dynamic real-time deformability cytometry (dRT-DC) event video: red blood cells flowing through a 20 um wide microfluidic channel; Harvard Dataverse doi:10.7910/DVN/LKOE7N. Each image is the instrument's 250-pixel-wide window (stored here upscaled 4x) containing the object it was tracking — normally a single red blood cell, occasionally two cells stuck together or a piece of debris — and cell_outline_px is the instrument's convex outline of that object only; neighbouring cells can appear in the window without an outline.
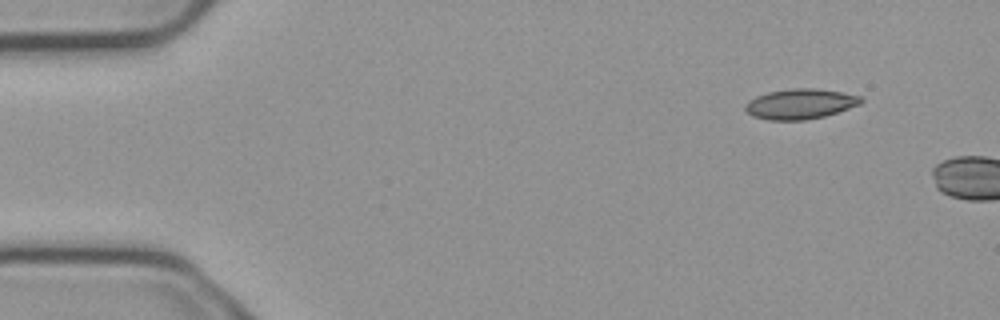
{"species": "common noctule bat (a hibernating species)", "species_latin": "Nyctalus noctula", "temperature_condition": "cold", "stored_images_in_passage": 4, "camera_frame_rate_fps": 3000, "um_per_image_px": 0.085, "animal": {"sex": "male", "body_mass_g": 23.1, "forearm_length_mm": 52.7}, "frame": {"image": 1, "passage_image": 4, "time_ms": 1.0, "image_size_px": [1000, 320], "cell_outline_px": [[864, 100], [860, 104], [824, 116], [804, 120], [768, 120], [752, 116], [744, 108], [744, 104], [748, 100], [756, 96], [768, 92], [792, 88], [816, 88], [840, 92], [860, 96]], "centroid_in_image_um": [67.98, 8.83], "position_along_channel_um": 17.0, "area_um2": 20.29}}